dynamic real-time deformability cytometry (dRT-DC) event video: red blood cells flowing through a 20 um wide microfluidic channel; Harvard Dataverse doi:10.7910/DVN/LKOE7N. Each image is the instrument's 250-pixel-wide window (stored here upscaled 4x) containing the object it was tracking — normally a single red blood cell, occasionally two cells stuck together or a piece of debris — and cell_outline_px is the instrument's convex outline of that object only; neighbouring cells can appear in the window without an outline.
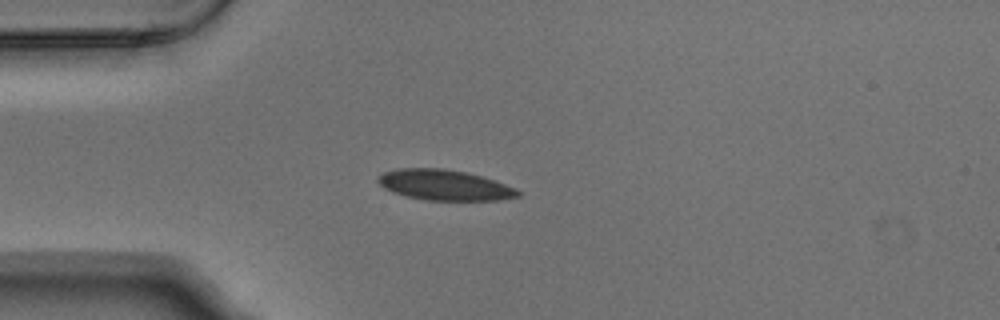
{"species": "Egyptian fruit bat (a non-hibernating species)", "species_latin": "Rousettus aegyptiacus", "temperature_condition": "warm", "stored_images_in_passage": 4, "camera_frame_rate_fps": 3000, "um_per_image_px": 0.085, "animal": {"sex": "male"}, "frame": {"image": 1, "passage_image": 3, "time_ms": 0.667, "image_size_px": [1000, 320], "cell_outline_px": [[520, 196], [500, 200], [424, 200], [392, 192], [384, 188], [376, 180], [376, 176], [384, 172], [396, 168], [444, 168], [464, 172], [480, 176], [516, 188], [520, 192]], "centroid_in_image_um": [37.73, 15.72], "position_along_channel_um": 47.3, "area_um2": 24.8}}